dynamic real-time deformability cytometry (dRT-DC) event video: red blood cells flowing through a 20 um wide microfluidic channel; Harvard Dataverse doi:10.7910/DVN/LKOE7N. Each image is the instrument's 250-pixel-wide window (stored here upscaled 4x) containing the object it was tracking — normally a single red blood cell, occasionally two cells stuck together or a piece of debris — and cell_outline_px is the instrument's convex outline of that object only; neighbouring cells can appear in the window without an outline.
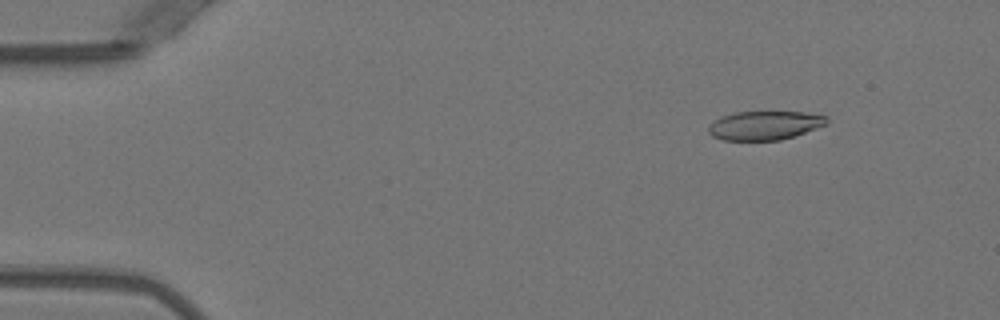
{"species": "Egyptian fruit bat (a non-hibernating species)", "species_latin": "Rousettus aegyptiacus", "temperature_condition": "warm", "stored_images_in_passage": 51, "camera_frame_rate_fps": 3000, "um_per_image_px": 0.085, "animal": {"sex": "female"}, "frame": {"image": 1, "passage_image": 6, "time_ms": 1.667, "image_size_px": [1000, 320], "cell_outline_px": [[828, 124], [780, 140], [724, 140], [712, 136], [708, 132], [708, 128], [720, 116], [736, 112], [804, 112], [828, 116]], "centroid_in_image_um": [65.01, 10.65], "position_along_channel_um": 20.0, "area_um2": 19.71}}
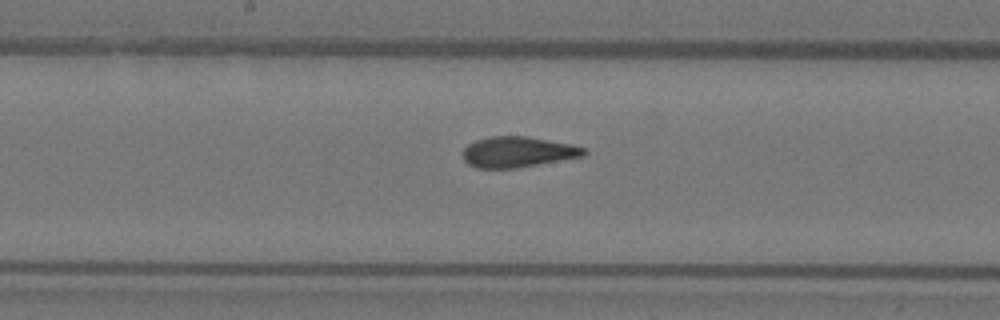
{"frame": {"image": 2, "passage_image": 27, "time_ms": 8.667, "image_size_px": [1000, 320], "cell_outline_px": [[588, 152], [584, 156], [516, 168], [476, 168], [468, 164], [464, 160], [464, 148], [468, 144], [476, 140], [488, 136], [528, 136], [572, 144], [584, 148]], "centroid_in_image_um": [44.02, 12.91], "position_along_channel_um": 204.2, "area_um2": 21.68}}
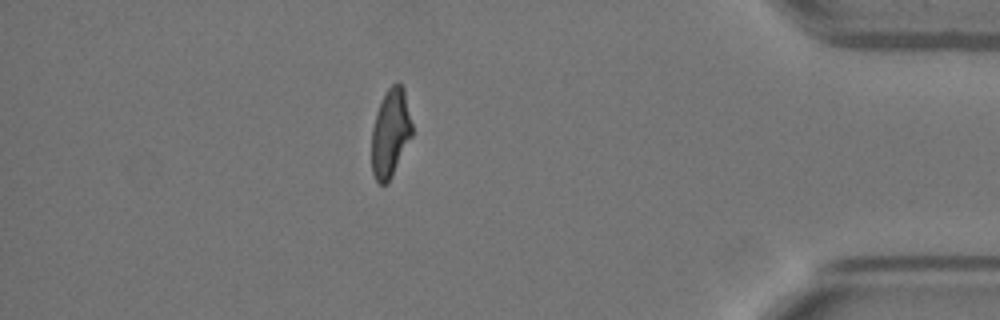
{"frame": {"image": 3, "passage_image": 45, "time_ms": 14.667, "image_size_px": [1000, 320], "cell_outline_px": [[412, 136], [388, 184], [380, 184], [376, 180], [372, 172], [372, 128], [376, 112], [388, 88], [396, 80], [404, 88], [412, 124]], "centroid_in_image_um": [33.19, 11.31], "position_along_channel_um": 402.0, "area_um2": 20.75}, "authors_computed_cell_mechanics": {"area_um2": 21.675, "velocity_mm_per_s": 3.9665, "shape_relaxation_time_tau1_ms": 9.1162, "shape_relaxation_time_tau2_ms": 1.5535, "deformation_change_tau1": 0.2574, "deformation_change_tau2": 0.0888}}